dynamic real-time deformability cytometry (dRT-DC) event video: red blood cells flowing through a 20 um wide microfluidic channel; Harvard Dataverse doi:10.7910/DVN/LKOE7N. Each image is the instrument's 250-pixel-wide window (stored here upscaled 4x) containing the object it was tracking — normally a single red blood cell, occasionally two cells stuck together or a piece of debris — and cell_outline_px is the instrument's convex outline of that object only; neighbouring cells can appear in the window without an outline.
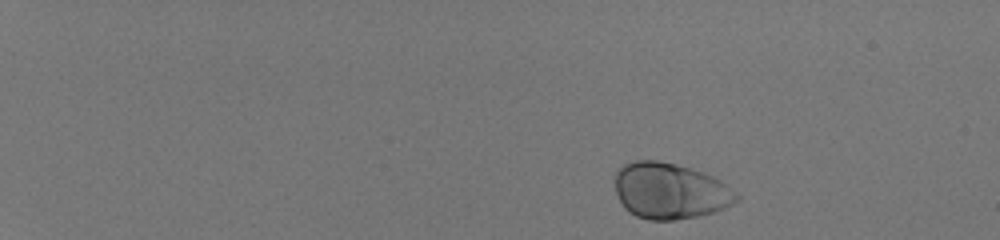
{"species": "human", "species_latin": "Homo sapiens", "temperature_condition": "room temperature", "stored_images_in_passage": 45, "camera_frame_rate_fps": 3000, "um_per_image_px": 0.085, "donor": {"sex": "male"}, "frame": {"image": 1, "passage_image": 1, "time_ms": 0.0, "image_size_px": [1000, 240], "cell_outline_px": [[740, 200], [724, 208], [712, 212], [696, 216], [672, 220], [648, 220], [636, 216], [624, 208], [616, 192], [616, 172], [624, 164], [636, 160], [656, 160], [676, 164], [712, 176], [720, 180], [736, 192], [740, 196]], "centroid_in_image_um": [56.95, 16.23], "position_along_channel_um": 28.0, "area_um2": 39.42}}
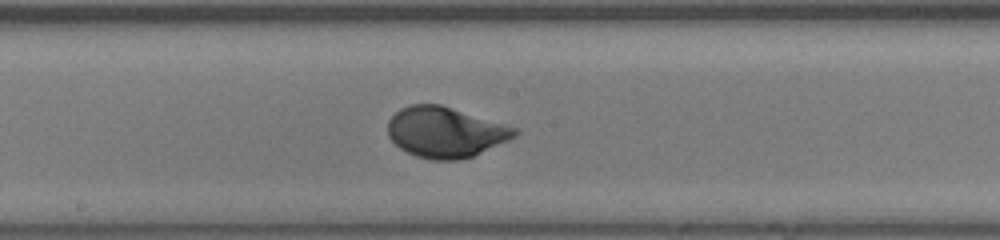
{"frame": {"image": 2, "passage_image": 26, "time_ms": 8.333, "image_size_px": [1000, 240], "cell_outline_px": [[520, 132], [516, 136], [508, 140], [472, 156], [456, 160], [432, 160], [416, 156], [400, 148], [388, 136], [388, 120], [400, 108], [408, 104], [440, 104], [504, 124], [516, 128]], "centroid_in_image_um": [37.83, 11.23], "position_along_channel_um": 210.4, "area_um2": 37.05}}
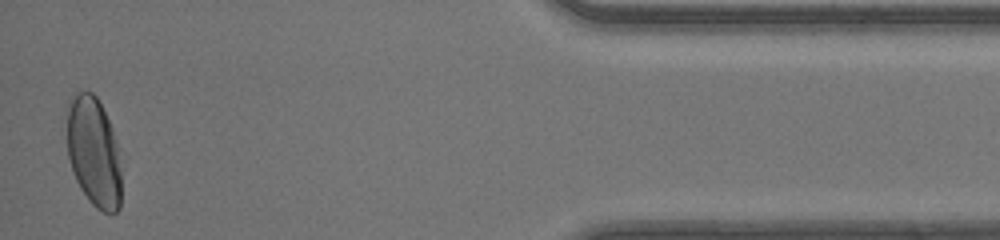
{"frame": {"image": 3, "passage_image": 45, "time_ms": 14.667, "image_size_px": [1000, 240], "cell_outline_px": [[120, 208], [116, 212], [104, 212], [96, 208], [88, 200], [80, 188], [72, 172], [68, 156], [64, 108], [76, 92], [92, 92], [96, 96], [112, 128], [116, 140], [120, 172]], "centroid_in_image_um": [7.91, 12.89], "position_along_channel_um": 427.3, "area_um2": 35.2}, "authors_computed_cell_mechanics": {"area_um2": 37.1076, "velocity_mm_per_s": 4.1699, "shape_relaxation_time_tau1_ms": 2.391, "shape_relaxation_time_tau2_ms": null, "deformation_change_tau1": 0.1302, "deformation_change_tau2": null}}